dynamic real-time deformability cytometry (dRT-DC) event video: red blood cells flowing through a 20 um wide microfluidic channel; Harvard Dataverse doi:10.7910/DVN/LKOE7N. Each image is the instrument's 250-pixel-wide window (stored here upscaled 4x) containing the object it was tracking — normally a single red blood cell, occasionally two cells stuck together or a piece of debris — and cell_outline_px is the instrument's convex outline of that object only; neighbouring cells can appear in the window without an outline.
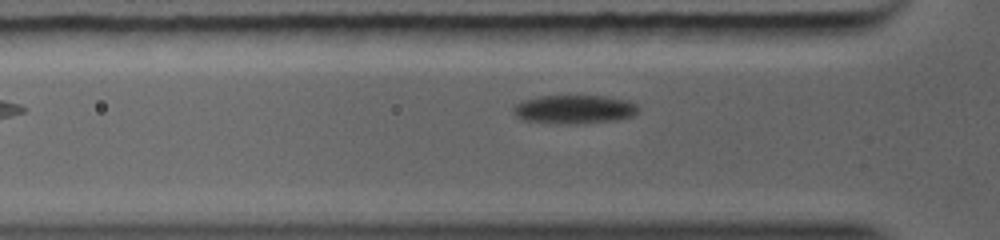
{"species": "common noctule bat (a hibernating species)", "species_latin": "Nyctalus noctula", "temperature_condition": "warm", "stored_images_in_passage": 9, "camera_frame_rate_fps": 5000, "um_per_image_px": 0.085, "animal": {"sex": "female", "body_mass_g": 19.0, "forearm_length_mm": 56.7}, "frame": {"image": 1, "passage_image": 3, "time_ms": 0.8, "image_size_px": [1000, 240], "cell_outline_px": [[636, 112], [632, 116], [616, 120], [576, 124], [548, 124], [524, 120], [516, 116], [512, 108], [516, 104], [524, 100], [540, 96], [604, 96], [624, 100], [636, 104]], "centroid_in_image_um": [48.75, 9.31], "position_along_channel_um": 77.1, "area_um2": 20.81}}
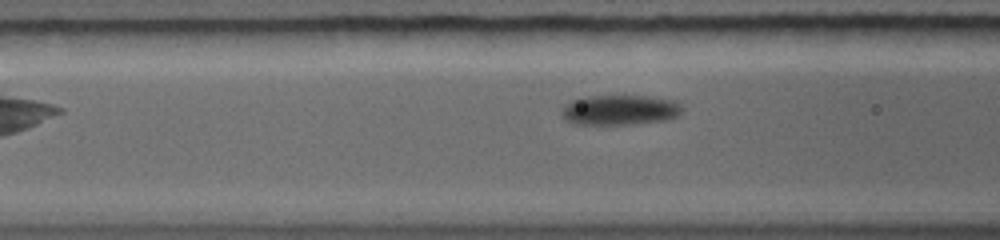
{"frame": {"image": 2, "passage_image": 5, "time_ms": 1.6, "image_size_px": [1000, 240], "cell_outline_px": [[680, 112], [676, 116], [664, 120], [628, 124], [576, 124], [568, 120], [564, 116], [564, 108], [572, 100], [588, 96], [648, 96], [672, 100], [680, 104]], "centroid_in_image_um": [52.71, 9.34], "position_along_channel_um": 113.9, "area_um2": 20.46}}
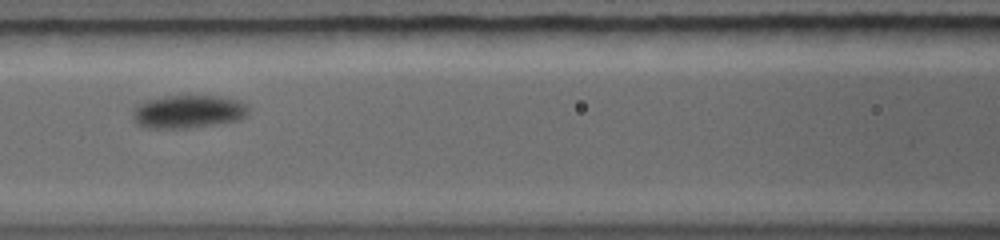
{"frame": {"image": 3, "passage_image": 7, "time_ms": 2.4, "image_size_px": [1000, 240], "cell_outline_px": [[248, 112], [240, 120], [188, 128], [148, 128], [136, 124], [136, 108], [148, 100], [164, 96], [184, 92], [220, 96], [240, 100], [248, 108]], "centroid_in_image_um": [16.07, 9.44], "position_along_channel_um": 150.5, "area_um2": 22.66}}